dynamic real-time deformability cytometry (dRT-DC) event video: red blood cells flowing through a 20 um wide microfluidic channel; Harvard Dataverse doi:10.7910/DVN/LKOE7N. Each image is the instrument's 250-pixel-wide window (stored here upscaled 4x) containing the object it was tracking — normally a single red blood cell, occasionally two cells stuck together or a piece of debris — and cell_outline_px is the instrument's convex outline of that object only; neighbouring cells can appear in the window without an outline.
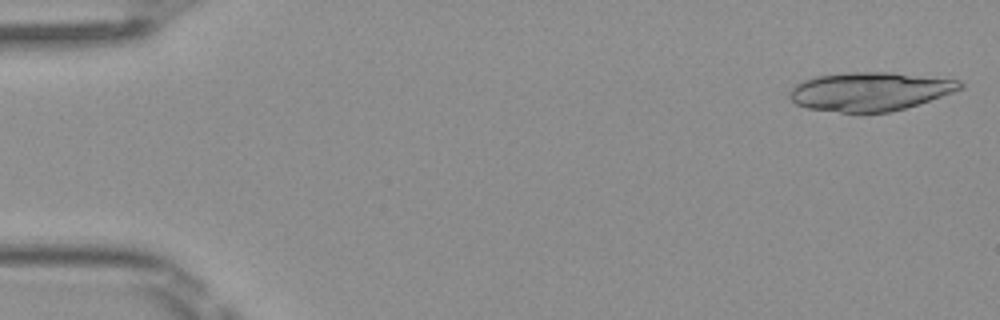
{"species": "Egyptian fruit bat (a non-hibernating species)", "species_latin": "Rousettus aegyptiacus", "temperature_condition": "room temperature", "stored_images_in_passage": 40, "camera_frame_rate_fps": 3000, "um_per_image_px": 0.085, "frame": {"image": 1, "passage_image": 1, "time_ms": 0.0, "image_size_px": [1000, 320], "cell_outline_px": [[964, 88], [904, 108], [888, 112], [840, 112], [808, 108], [796, 104], [788, 96], [788, 92], [796, 84], [804, 80], [816, 76], [848, 72], [892, 72], [960, 80], [964, 84]], "centroid_in_image_um": [73.92, 7.76], "position_along_channel_um": 11.1, "area_um2": 38.15}, "authors_computed_cell_mechanics": {"area_um2": 23.2067, "velocity_mm_per_s": 4.0967, "shape_relaxation_time_tau1_ms": null, "shape_relaxation_time_tau2_ms": 3.3581, "deformation_change_tau1": null, "deformation_change_tau2": 0.1466}}